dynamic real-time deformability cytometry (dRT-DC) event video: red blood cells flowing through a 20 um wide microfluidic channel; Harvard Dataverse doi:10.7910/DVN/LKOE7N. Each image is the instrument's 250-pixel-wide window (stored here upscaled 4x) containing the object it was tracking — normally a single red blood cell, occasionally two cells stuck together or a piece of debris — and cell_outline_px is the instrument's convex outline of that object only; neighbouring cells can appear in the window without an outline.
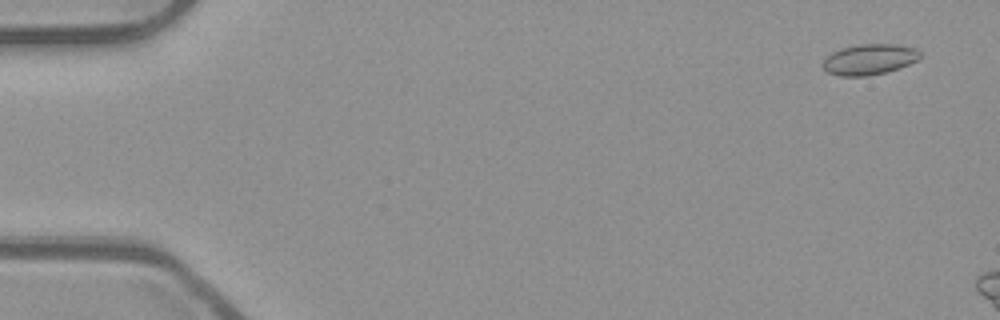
{"species": "common noctule bat (a hibernating species)", "species_latin": "Nyctalus noctula", "temperature_condition": "room temperature", "stored_images_in_passage": 14, "camera_frame_rate_fps": 3000, "um_per_image_px": 0.085, "animal": {"sex": "male", "body_mass_g": 23.1, "forearm_length_mm": 52.7}, "frame": {"image": 1, "passage_image": 3, "time_ms": 0.667, "image_size_px": [1000, 320], "cell_outline_px": [[920, 56], [916, 60], [908, 64], [884, 72], [868, 76], [840, 76], [828, 72], [824, 68], [824, 60], [832, 52], [840, 48], [860, 44], [896, 44], [916, 48], [920, 52]], "centroid_in_image_um": [73.89, 5.03], "position_along_channel_um": 11.1, "area_um2": 17.11}}